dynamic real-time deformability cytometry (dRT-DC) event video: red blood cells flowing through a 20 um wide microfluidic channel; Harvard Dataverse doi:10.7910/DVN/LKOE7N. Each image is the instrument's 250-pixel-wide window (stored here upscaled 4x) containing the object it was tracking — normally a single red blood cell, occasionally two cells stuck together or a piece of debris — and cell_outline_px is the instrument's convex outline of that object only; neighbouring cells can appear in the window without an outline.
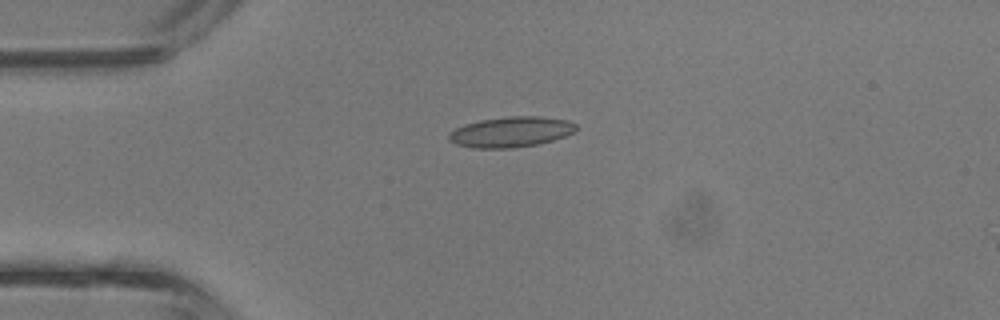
{"species": "common noctule bat (a hibernating species)", "species_latin": "Nyctalus noctula", "temperature_condition": "room temperature", "stored_images_in_passage": 4, "camera_frame_rate_fps": 3000, "um_per_image_px": 0.085, "animal": {"sex": "male", "body_mass_g": 13.3}, "frame": {"image": 1, "passage_image": 3, "time_ms": 0.667, "image_size_px": [1000, 320], "cell_outline_px": [[576, 128], [572, 132], [564, 136], [552, 140], [536, 144], [512, 148], [472, 148], [456, 144], [448, 140], [448, 132], [464, 124], [480, 120], [508, 116], [540, 116], [568, 120], [576, 124]], "centroid_in_image_um": [43.38, 11.21], "position_along_channel_um": 41.6, "area_um2": 22.54}}